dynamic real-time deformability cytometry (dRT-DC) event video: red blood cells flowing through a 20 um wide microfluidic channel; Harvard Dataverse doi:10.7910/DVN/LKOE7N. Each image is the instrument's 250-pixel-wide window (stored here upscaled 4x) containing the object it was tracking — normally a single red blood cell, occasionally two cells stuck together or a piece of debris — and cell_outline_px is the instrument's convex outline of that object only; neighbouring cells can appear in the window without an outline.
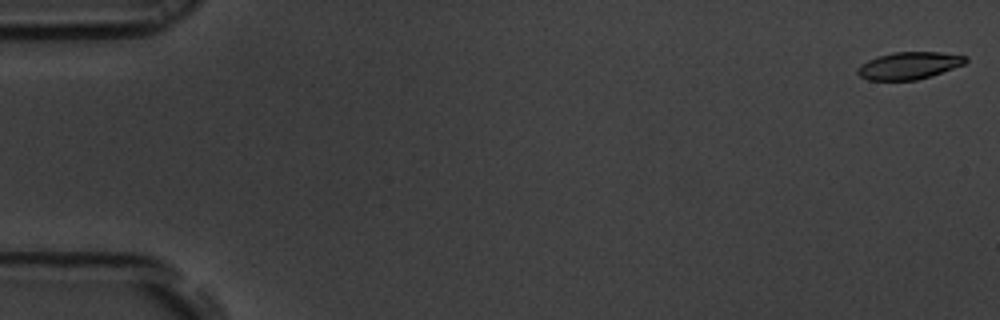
{"species": "common noctule bat (a hibernating species)", "species_latin": "Nyctalus noctula", "temperature_condition": "room temperature", "stored_images_in_passage": 55, "camera_frame_rate_fps": 3000, "um_per_image_px": 0.085, "animal": {"sex": "male", "body_mass_g": 19.5, "forearm_length_mm": 54.6}, "frame": {"image": 1, "passage_image": 1, "time_ms": 0.0, "image_size_px": [1000, 320], "cell_outline_px": [[968, 60], [964, 64], [932, 76], [916, 80], [868, 80], [860, 76], [856, 72], [856, 68], [860, 64], [876, 56], [892, 52], [940, 52], [968, 56]], "centroid_in_image_um": [77.25, 5.57], "position_along_channel_um": 7.7, "area_um2": 17.34}}
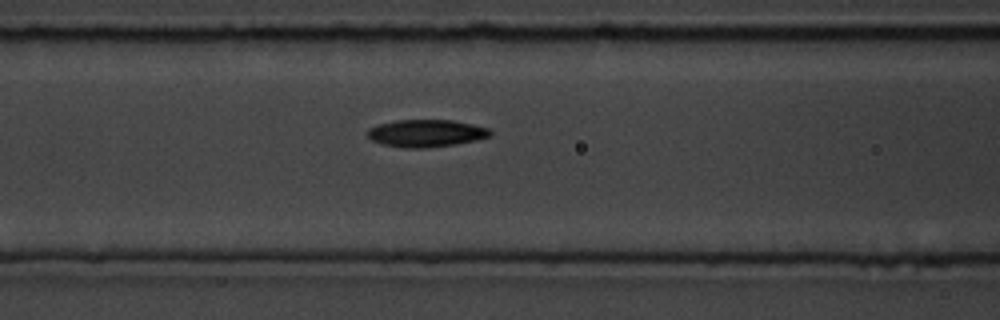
{"frame": {"image": 2, "passage_image": 23, "time_ms": 7.333, "image_size_px": [1000, 320], "cell_outline_px": [[492, 136], [476, 140], [456, 144], [424, 148], [404, 148], [384, 144], [372, 140], [368, 136], [368, 128], [380, 124], [396, 120], [452, 120], [472, 124], [488, 128], [492, 132]], "centroid_in_image_um": [36.25, 11.32], "position_along_channel_um": 130.4, "area_um2": 19.48}}
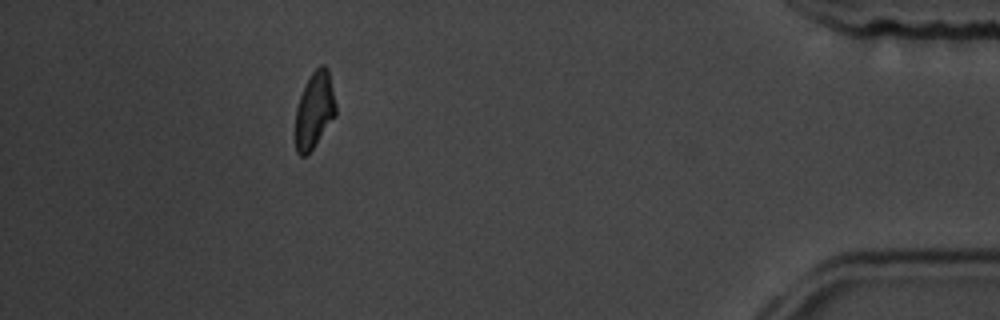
{"frame": {"image": 3, "passage_image": 50, "time_ms": 16.333, "image_size_px": [1000, 320], "cell_outline_px": [[336, 116], [312, 148], [304, 156], [300, 156], [296, 152], [296, 108], [300, 96], [312, 72], [320, 64], [324, 64], [328, 68], [336, 104]], "centroid_in_image_um": [26.74, 9.34], "position_along_channel_um": 408.5, "area_um2": 17.74}, "authors_computed_cell_mechanics": {"area_um2": 18.8428, "velocity_mm_per_s": 3.6863, "shape_relaxation_time_tau1_ms": 2.8631, "shape_relaxation_time_tau2_ms": 4.6655, "deformation_change_tau1": 0.1309, "deformation_change_tau2": 0.0995}}